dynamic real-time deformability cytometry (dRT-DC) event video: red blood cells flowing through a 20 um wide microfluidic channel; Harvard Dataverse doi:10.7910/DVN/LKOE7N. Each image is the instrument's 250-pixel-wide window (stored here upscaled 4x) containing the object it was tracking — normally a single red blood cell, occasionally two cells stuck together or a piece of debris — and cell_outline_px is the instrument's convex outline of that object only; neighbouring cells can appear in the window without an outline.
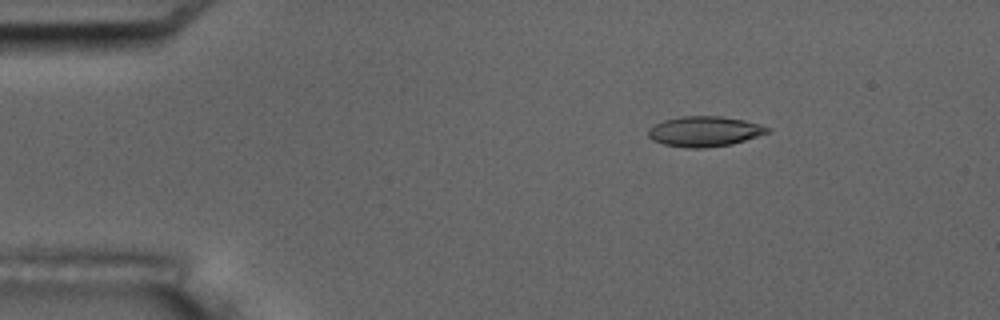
{"species": "common noctule bat (a hibernating species)", "species_latin": "Nyctalus noctula", "temperature_condition": "room temperature", "stored_images_in_passage": 5, "camera_frame_rate_fps": 3000, "um_per_image_px": 0.085, "animal": {"sex": "male", "body_mass_g": 17.5, "forearm_length_mm": 52.3}, "frame": {"image": 1, "passage_image": 2, "time_ms": 1.333, "image_size_px": [1000, 320], "cell_outline_px": [[772, 132], [732, 144], [704, 148], [688, 148], [664, 144], [652, 140], [648, 136], [648, 128], [664, 120], [680, 116], [720, 116], [744, 120], [760, 124], [772, 128]], "centroid_in_image_um": [59.92, 11.17], "position_along_channel_um": 25.1, "area_um2": 21.15}}